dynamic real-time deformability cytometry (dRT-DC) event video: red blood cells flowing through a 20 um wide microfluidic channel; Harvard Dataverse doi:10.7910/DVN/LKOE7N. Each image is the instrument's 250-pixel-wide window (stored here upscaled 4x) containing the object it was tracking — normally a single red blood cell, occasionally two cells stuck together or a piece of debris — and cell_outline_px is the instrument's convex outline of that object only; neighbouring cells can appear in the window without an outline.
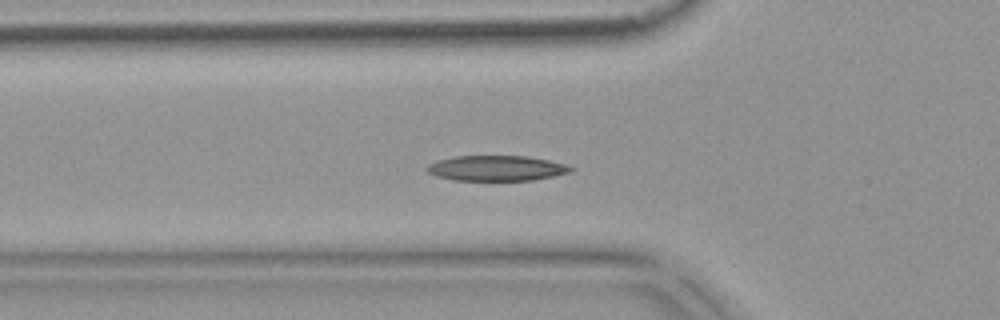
{"species": "common noctule bat (a hibernating species)", "species_latin": "Nyctalus noctula", "temperature_condition": "warm", "stored_images_in_passage": 53, "camera_frame_rate_fps": 3000, "um_per_image_px": 0.085, "animal": {"sex": "female", "body_mass_g": 18.4}, "frame": {"image": 1, "passage_image": 18, "time_ms": 5.667, "image_size_px": [1000, 320], "cell_outline_px": [[576, 168], [572, 172], [532, 180], [452, 180], [436, 176], [428, 172], [424, 168], [428, 164], [436, 160], [452, 156], [528, 156], [568, 164]], "centroid_in_image_um": [42.2, 14.29], "position_along_channel_um": 83.6, "area_um2": 21.44}}
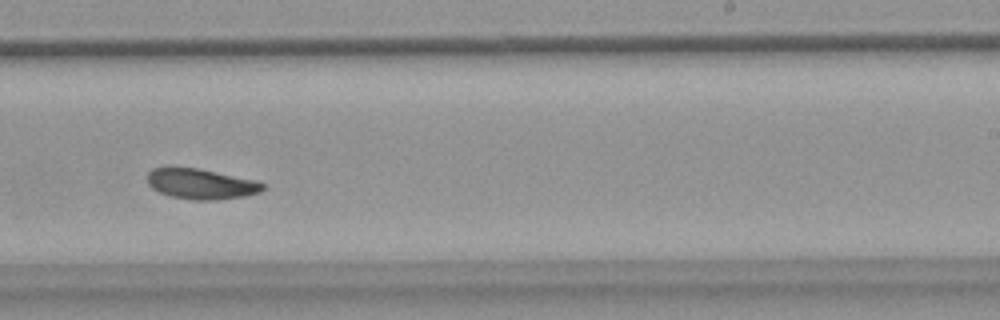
{"frame": {"image": 2, "passage_image": 33, "time_ms": 10.667, "image_size_px": [1000, 320], "cell_outline_px": [[264, 188], [260, 192], [244, 196], [216, 200], [192, 200], [168, 196], [152, 188], [148, 184], [148, 172], [152, 168], [168, 164], [172, 164], [196, 168], [252, 180], [264, 184]], "centroid_in_image_um": [16.96, 15.6], "position_along_channel_um": 272.0, "area_um2": 20.75}}
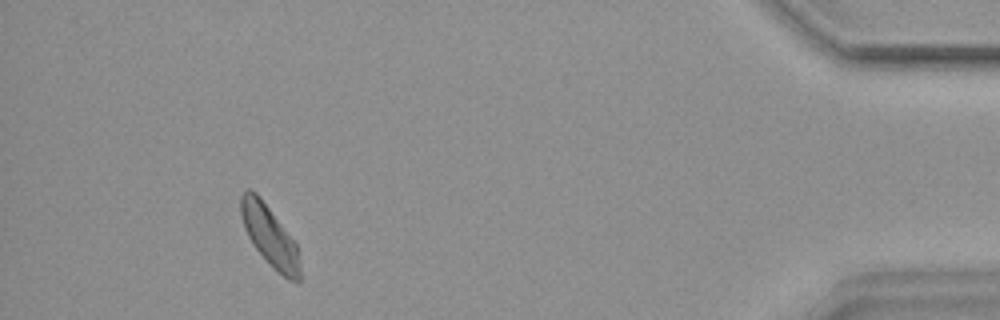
{"frame": {"image": 3, "passage_image": 49, "time_ms": 16.0, "image_size_px": [1000, 320], "cell_outline_px": [[300, 280], [288, 280], [256, 248], [248, 236], [244, 228], [240, 216], [240, 196], [248, 188], [256, 192], [260, 196], [296, 244], [300, 264]], "centroid_in_image_um": [22.89, 19.99], "position_along_channel_um": 412.3, "area_um2": 20.17}, "authors_computed_cell_mechanics": {"area_um2": 20.8658, "velocity_mm_per_s": 3.7662, "shape_relaxation_time_tau1_ms": 4.0785, "shape_relaxation_time_tau2_ms": null, "deformation_change_tau1": 0.132, "deformation_change_tau2": null}}